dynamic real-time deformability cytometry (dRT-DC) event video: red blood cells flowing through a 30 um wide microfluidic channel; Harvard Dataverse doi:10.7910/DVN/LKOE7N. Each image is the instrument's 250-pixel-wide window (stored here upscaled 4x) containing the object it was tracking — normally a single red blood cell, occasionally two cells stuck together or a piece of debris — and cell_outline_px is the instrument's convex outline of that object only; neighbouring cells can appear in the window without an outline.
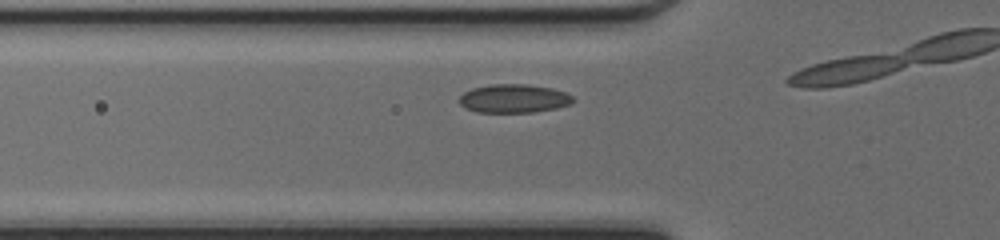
{"species": "common noctule bat (a hibernating species)", "species_latin": "Nyctalus noctula", "temperature_condition": "cold", "stored_images_in_passage": 6, "camera_frame_rate_fps": 3000, "um_per_image_px": 0.085, "animal": {"sex": "female", "body_mass_g": 17.0, "forearm_length_mm": 48.0}, "frame": {"image": 1, "passage_image": 4, "time_ms": 1.0, "image_size_px": [1000, 240], "cell_outline_px": [[576, 100], [572, 104], [556, 108], [532, 112], [476, 112], [464, 108], [460, 104], [460, 96], [464, 92], [472, 88], [488, 84], [528, 84], [552, 88], [564, 92], [572, 96]], "centroid_in_image_um": [43.68, 8.37], "position_along_channel_um": 82.1, "area_um2": 19.07}}